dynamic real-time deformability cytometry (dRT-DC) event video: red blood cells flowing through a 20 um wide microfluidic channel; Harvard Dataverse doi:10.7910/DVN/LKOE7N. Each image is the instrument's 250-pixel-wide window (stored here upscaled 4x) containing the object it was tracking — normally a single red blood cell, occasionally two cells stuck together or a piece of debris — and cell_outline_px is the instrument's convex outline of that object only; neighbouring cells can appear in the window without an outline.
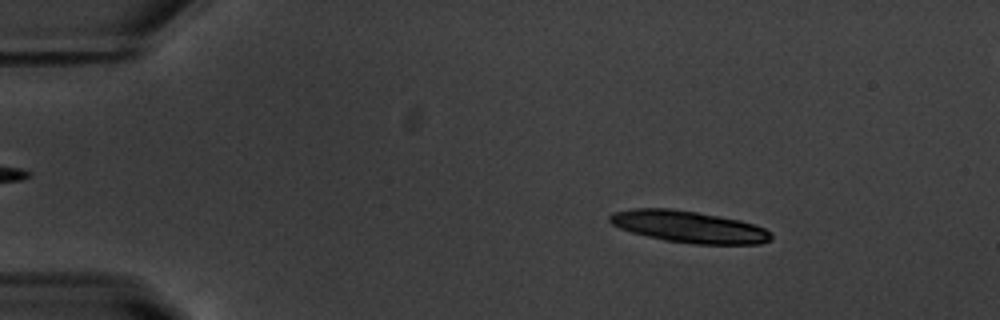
{"species": "common noctule bat (a hibernating species)", "species_latin": "Nyctalus noctula", "temperature_condition": "warm", "stored_images_in_passage": 24, "camera_frame_rate_fps": 3000, "um_per_image_px": 0.085, "animal": {"sex": "male", "body_mass_g": 20.1, "forearm_length_mm": 53.5}, "frame": {"image": 1, "passage_image": 8, "time_ms": 2.333, "image_size_px": [1000, 320], "cell_outline_px": [[772, 240], [760, 244], [692, 244], [664, 240], [632, 232], [620, 228], [612, 224], [608, 220], [608, 216], [612, 212], [632, 208], [672, 208], [720, 216], [740, 220], [764, 228], [772, 236]], "centroid_in_image_um": [58.52, 19.27], "position_along_channel_um": 26.5, "area_um2": 29.88}}